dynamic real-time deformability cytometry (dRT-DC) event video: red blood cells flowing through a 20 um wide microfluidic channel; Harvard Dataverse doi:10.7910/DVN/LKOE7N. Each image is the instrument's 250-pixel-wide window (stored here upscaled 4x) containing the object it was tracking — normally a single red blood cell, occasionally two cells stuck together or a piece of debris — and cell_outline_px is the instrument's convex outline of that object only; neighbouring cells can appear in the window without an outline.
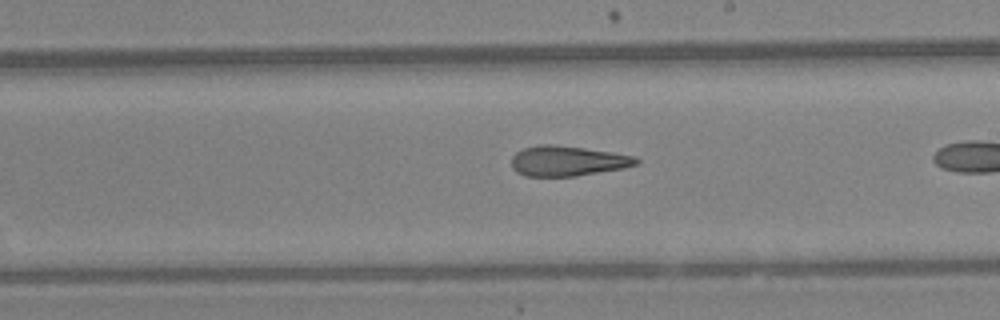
{"species": "Egyptian fruit bat (a non-hibernating species)", "species_latin": "Rousettus aegyptiacus", "temperature_condition": "warm", "stored_images_in_passage": 33, "camera_frame_rate_fps": 3000, "um_per_image_px": 0.085, "animal": {"sex": "female"}, "frame": {"image": 1, "passage_image": 24, "time_ms": 7.667, "image_size_px": [1000, 320], "cell_outline_px": [[640, 164], [624, 168], [576, 176], [524, 176], [516, 172], [512, 168], [512, 156], [516, 152], [524, 148], [540, 144], [556, 144], [612, 152], [636, 156], [640, 160]], "centroid_in_image_um": [48.26, 13.68], "position_along_channel_um": 240.7, "area_um2": 22.14}}